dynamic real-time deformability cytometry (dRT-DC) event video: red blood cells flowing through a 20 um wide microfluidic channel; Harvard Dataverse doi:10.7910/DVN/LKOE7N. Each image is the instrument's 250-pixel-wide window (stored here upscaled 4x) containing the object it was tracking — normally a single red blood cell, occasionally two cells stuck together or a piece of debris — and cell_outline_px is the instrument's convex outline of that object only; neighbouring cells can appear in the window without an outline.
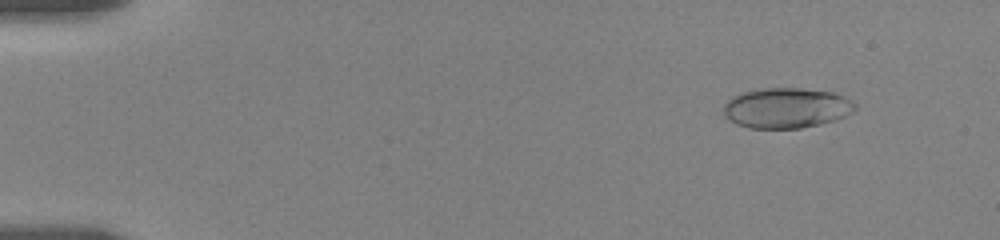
{"species": "human", "species_latin": "Homo sapiens", "temperature_condition": "room temperature", "stored_images_in_passage": 31, "camera_frame_rate_fps": 3000, "um_per_image_px": 0.085, "donor": {"sex": "female"}, "frame": {"image": 1, "passage_image": 9, "time_ms": 1.667, "image_size_px": [1000, 240], "cell_outline_px": [[856, 108], [852, 112], [836, 120], [820, 124], [800, 128], [748, 128], [736, 124], [724, 112], [724, 104], [732, 96], [744, 92], [760, 88], [800, 88], [832, 92], [844, 96], [852, 100], [856, 104]], "centroid_in_image_um": [66.87, 9.17], "position_along_channel_um": 18.1, "area_um2": 30.81}}
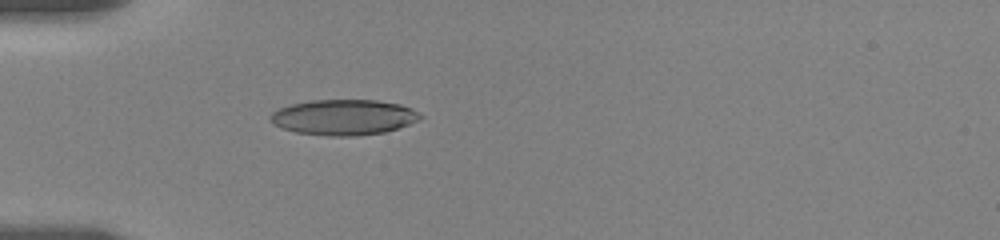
{"frame": {"image": 2, "passage_image": 28, "time_ms": 5.667, "image_size_px": [1000, 240], "cell_outline_px": [[424, 116], [408, 124], [384, 132], [352, 136], [328, 136], [296, 132], [280, 128], [272, 124], [268, 120], [268, 116], [272, 112], [280, 108], [292, 104], [312, 100], [376, 100], [400, 104], [412, 108], [420, 112]], "centroid_in_image_um": [29.17, 9.96], "position_along_channel_um": 55.8, "area_um2": 31.1}}